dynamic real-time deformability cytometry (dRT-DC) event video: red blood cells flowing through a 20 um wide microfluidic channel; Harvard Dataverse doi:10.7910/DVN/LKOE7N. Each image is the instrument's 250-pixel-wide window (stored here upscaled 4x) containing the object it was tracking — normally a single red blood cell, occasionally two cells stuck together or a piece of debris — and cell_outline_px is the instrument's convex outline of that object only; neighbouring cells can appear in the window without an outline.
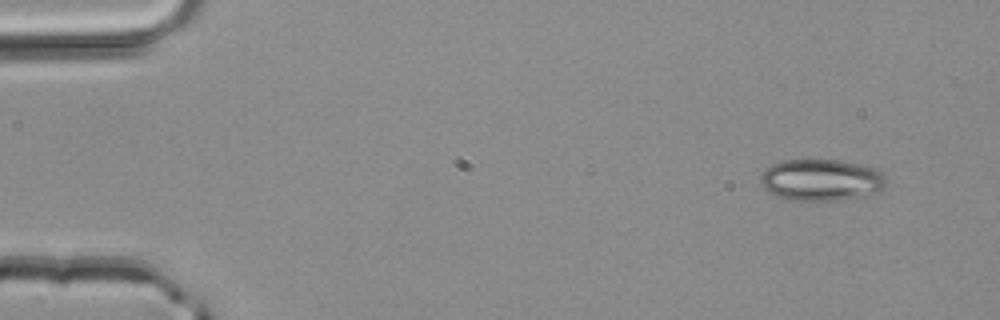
{"species": "common noctule bat (a hibernating species)", "species_latin": "Nyctalus noctula", "temperature_condition": "room temperature", "stored_images_in_passage": 3, "camera_frame_rate_fps": 3000, "um_per_image_px": 0.085, "animal": {"sex": "male", "body_mass_g": 20.4}, "frame": {"image": 1, "passage_image": 1, "time_ms": 0.0, "image_size_px": [1000, 320], "cell_outline_px": [[888, 180], [884, 188], [876, 192], [844, 200], [788, 200], [768, 192], [760, 184], [760, 176], [772, 164], [780, 160], [840, 160], [872, 168], [880, 172]], "centroid_in_image_um": [69.78, 15.3], "position_along_channel_um": 15.2, "area_um2": 30.35}}